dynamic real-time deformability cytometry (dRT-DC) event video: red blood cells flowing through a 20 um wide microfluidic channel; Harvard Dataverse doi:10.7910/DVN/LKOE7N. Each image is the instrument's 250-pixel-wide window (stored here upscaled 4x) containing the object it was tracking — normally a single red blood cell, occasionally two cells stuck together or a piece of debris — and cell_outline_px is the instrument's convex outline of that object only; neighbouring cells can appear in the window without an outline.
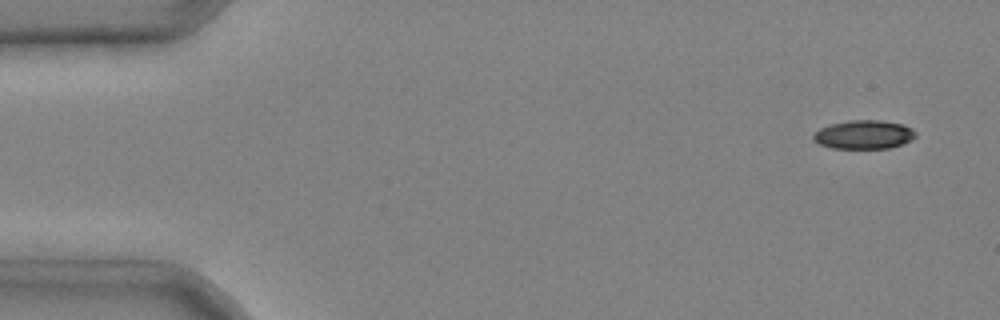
{"species": "common noctule bat (a hibernating species)", "species_latin": "Nyctalus noctula", "temperature_condition": "cold", "stored_images_in_passage": 4, "camera_frame_rate_fps": 3000, "um_per_image_px": 0.085, "animal": {"sex": "male", "body_mass_g": 20.4}, "frame": {"image": 1, "passage_image": 1, "time_ms": 0.0, "image_size_px": [1000, 320], "cell_outline_px": [[916, 136], [900, 144], [888, 148], [832, 148], [820, 144], [812, 140], [812, 136], [820, 128], [832, 124], [848, 120], [880, 120], [904, 124], [912, 128], [916, 132]], "centroid_in_image_um": [73.42, 11.43], "position_along_channel_um": 11.6, "area_um2": 16.99}}